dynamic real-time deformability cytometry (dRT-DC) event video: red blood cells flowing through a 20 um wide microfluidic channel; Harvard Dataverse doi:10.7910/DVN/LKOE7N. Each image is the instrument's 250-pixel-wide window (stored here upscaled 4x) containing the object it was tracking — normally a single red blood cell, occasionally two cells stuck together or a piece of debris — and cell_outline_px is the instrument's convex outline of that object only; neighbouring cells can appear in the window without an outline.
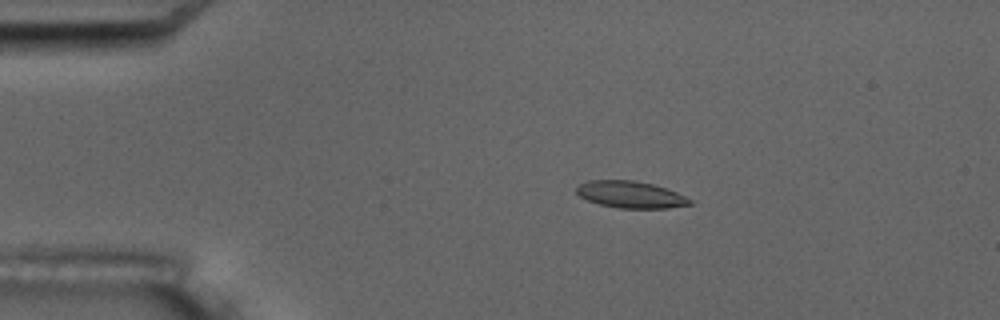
{"species": "common noctule bat (a hibernating species)", "species_latin": "Nyctalus noctula", "temperature_condition": "room temperature", "stored_images_in_passage": 5, "camera_frame_rate_fps": 3000, "um_per_image_px": 0.085, "animal": {"sex": "male", "body_mass_g": 17.5, "forearm_length_mm": 52.3}, "frame": {"image": 1, "passage_image": 4, "time_ms": 3.667, "image_size_px": [1000, 320], "cell_outline_px": [[692, 204], [668, 208], [620, 208], [600, 204], [588, 200], [580, 196], [576, 192], [576, 188], [580, 184], [588, 180], [636, 180], [652, 184], [676, 192], [692, 200]], "centroid_in_image_um": [53.59, 16.53], "position_along_channel_um": 31.4, "area_um2": 17.57}}